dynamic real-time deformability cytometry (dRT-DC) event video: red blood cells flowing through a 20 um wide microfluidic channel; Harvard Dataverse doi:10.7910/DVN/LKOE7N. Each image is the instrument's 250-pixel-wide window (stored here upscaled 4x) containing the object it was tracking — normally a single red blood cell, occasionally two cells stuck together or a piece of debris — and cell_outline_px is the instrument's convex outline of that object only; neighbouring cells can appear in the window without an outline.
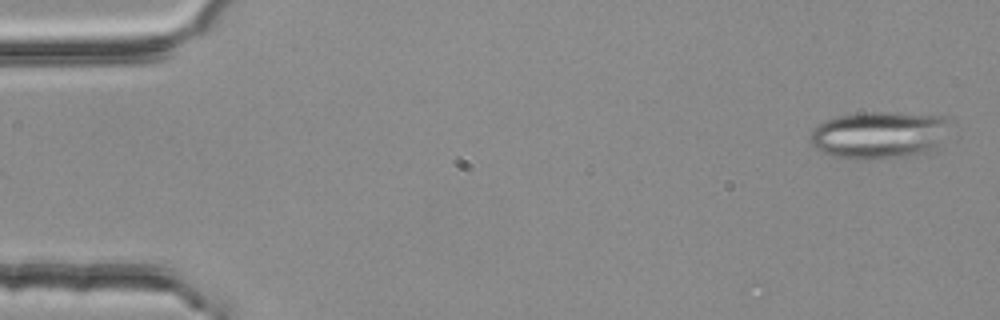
{"species": "common noctule bat (a hibernating species)", "species_latin": "Nyctalus noctula", "temperature_condition": "room temperature", "stored_images_in_passage": 3, "camera_frame_rate_fps": 3000, "um_per_image_px": 0.085, "animal": {"sex": "female", "body_mass_g": 25.1}, "frame": {"image": 1, "passage_image": 3, "time_ms": 0.667, "image_size_px": [1000, 320], "cell_outline_px": [[952, 120], [936, 152], [904, 156], [836, 156], [820, 152], [812, 144], [812, 132], [824, 120], [840, 116], [872, 112], [884, 112], [944, 116]], "centroid_in_image_um": [74.84, 11.43], "position_along_channel_um": 10.2, "area_um2": 37.45}}